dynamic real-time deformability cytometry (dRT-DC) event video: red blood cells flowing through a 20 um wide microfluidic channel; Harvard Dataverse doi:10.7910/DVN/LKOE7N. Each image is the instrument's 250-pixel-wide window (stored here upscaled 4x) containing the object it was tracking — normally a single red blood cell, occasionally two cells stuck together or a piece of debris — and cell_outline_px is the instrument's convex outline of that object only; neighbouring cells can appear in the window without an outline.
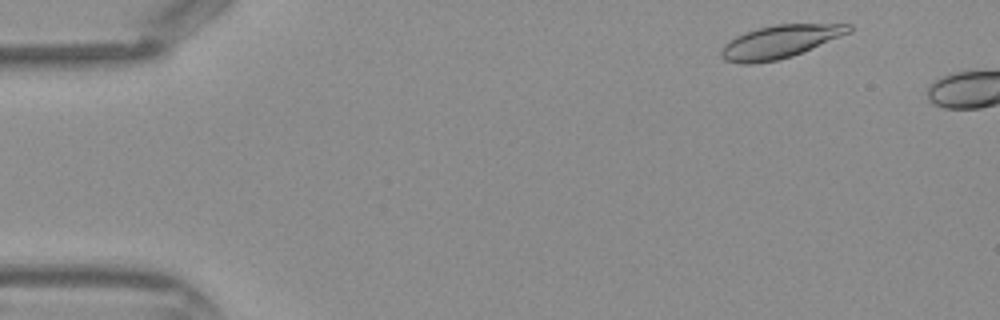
{"species": "Egyptian fruit bat (a non-hibernating species)", "species_latin": "Rousettus aegyptiacus", "temperature_condition": "warm", "stored_images_in_passage": 5, "camera_frame_rate_fps": 3000, "um_per_image_px": 0.085, "frame": {"image": 1, "passage_image": 2, "time_ms": 0.333, "image_size_px": [1000, 320], "cell_outline_px": [[852, 32], [792, 56], [776, 60], [752, 64], [740, 64], [724, 60], [720, 56], [720, 52], [724, 44], [728, 40], [736, 36], [756, 28], [776, 24], [852, 24]], "centroid_in_image_um": [66.26, 3.54], "position_along_channel_um": 18.7, "area_um2": 24.57}}